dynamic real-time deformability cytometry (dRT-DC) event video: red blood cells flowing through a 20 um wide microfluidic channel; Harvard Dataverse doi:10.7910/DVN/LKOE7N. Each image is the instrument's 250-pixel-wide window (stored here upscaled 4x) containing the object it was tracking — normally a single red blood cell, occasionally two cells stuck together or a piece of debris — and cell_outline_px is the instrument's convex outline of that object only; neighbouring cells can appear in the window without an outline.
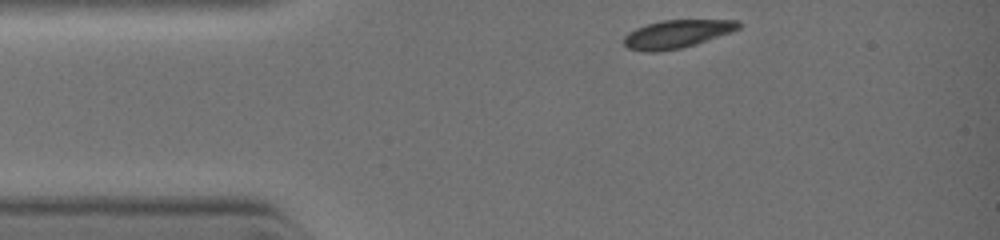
{"species": "common noctule bat (a hibernating species)", "species_latin": "Nyctalus noctula", "temperature_condition": "warm", "stored_images_in_passage": 6, "camera_frame_rate_fps": 3000, "um_per_image_px": 0.085, "animal": {"sex": "female", "body_mass_g": 19.0, "forearm_length_mm": 51.5}, "frame": {"image": 1, "passage_image": 1, "time_ms": 0.0, "image_size_px": [1000, 240], "cell_outline_px": [[740, 28], [696, 44], [680, 48], [660, 52], [644, 52], [628, 48], [624, 44], [624, 36], [628, 32], [636, 28], [648, 24], [664, 20], [736, 20], [740, 24]], "centroid_in_image_um": [57.48, 2.9], "position_along_channel_um": 27.5, "area_um2": 18.55}}
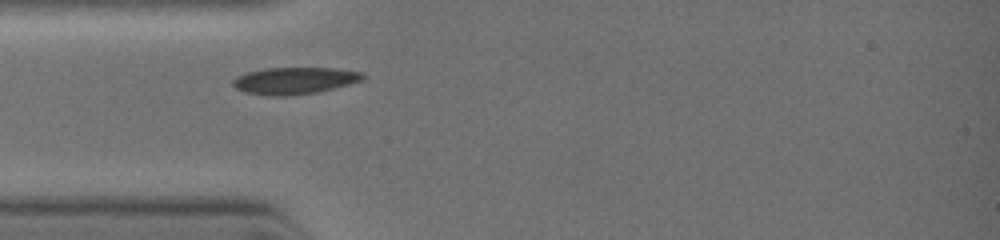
{"frame": {"image": 2, "passage_image": 4, "time_ms": 1.333, "image_size_px": [1000, 240], "cell_outline_px": [[364, 80], [316, 92], [292, 96], [272, 96], [244, 92], [236, 88], [232, 84], [232, 80], [236, 76], [248, 72], [264, 68], [332, 68], [364, 72]], "centroid_in_image_um": [25.01, 6.85], "position_along_channel_um": 60.0, "area_um2": 20.35}}